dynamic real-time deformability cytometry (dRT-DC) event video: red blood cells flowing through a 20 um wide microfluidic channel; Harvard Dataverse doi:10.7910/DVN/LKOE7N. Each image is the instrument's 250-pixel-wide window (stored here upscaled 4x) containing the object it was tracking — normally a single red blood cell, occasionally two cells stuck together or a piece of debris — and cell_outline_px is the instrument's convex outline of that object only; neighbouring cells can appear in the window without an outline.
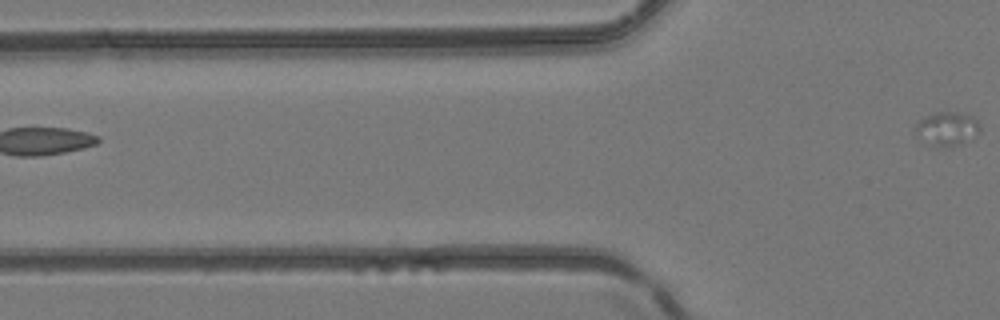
{"species": "common noctule bat (a hibernating species)", "species_latin": "Nyctalus noctula", "temperature_condition": "room temperature", "stored_images_in_passage": 8, "camera_frame_rate_fps": 3000, "um_per_image_px": 0.085, "animal": {"sex": "female", "body_mass_g": 24.6, "forearm_length_mm": 56.2}, "frame": {"image": 1, "passage_image": 8, "time_ms": 2.333, "image_size_px": [1000, 320], "cell_outline_px": [[980, 132], [976, 136], [956, 144], [944, 148], [924, 144], [916, 136], [916, 124], [920, 120], [936, 112], [956, 112], [976, 116], [980, 124]], "centroid_in_image_um": [80.51, 10.95], "position_along_channel_um": 45.3, "area_um2": 12.89}}